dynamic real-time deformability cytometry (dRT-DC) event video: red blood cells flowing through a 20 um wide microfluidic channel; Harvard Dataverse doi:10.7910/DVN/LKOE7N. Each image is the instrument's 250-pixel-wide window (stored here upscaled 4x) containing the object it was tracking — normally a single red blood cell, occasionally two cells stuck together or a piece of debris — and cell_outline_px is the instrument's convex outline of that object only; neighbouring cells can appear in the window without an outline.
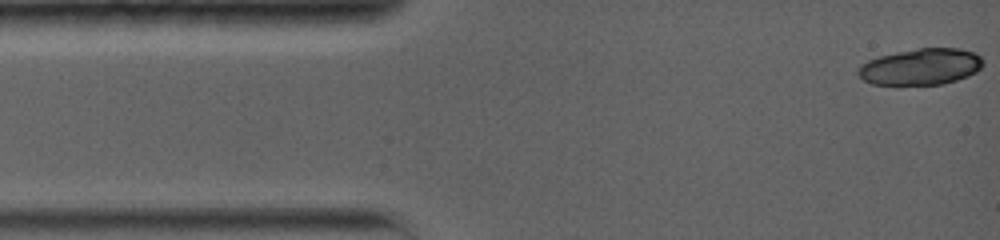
{"species": "common noctule bat (a hibernating species)", "species_latin": "Nyctalus noctula", "temperature_condition": "warm", "stored_images_in_passage": 11, "camera_frame_rate_fps": 5000, "um_per_image_px": 0.085, "animal": {"sex": "female", "body_mass_g": 19.0, "forearm_length_mm": 56.7}, "frame": {"image": 1, "passage_image": 1, "time_ms": 0.0, "image_size_px": [1000, 240], "cell_outline_px": [[984, 64], [976, 72], [968, 76], [944, 84], [872, 84], [864, 80], [856, 72], [856, 68], [860, 64], [868, 60], [880, 56], [896, 52], [920, 48], [960, 48], [976, 52], [984, 60]], "centroid_in_image_um": [78.29, 5.66], "position_along_channel_um": 6.7, "area_um2": 26.59}}